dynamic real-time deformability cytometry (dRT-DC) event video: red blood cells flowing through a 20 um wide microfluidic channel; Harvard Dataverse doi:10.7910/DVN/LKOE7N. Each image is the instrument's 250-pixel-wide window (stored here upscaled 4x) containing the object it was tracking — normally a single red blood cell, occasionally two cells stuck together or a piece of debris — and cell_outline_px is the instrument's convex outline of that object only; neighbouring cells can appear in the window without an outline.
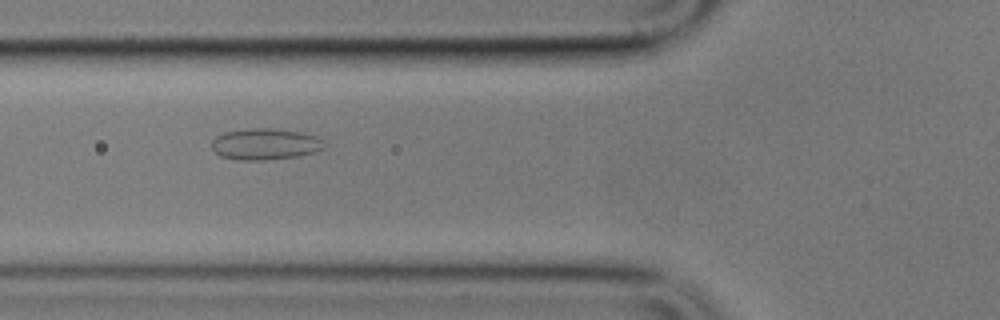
{"species": "common noctule bat (a hibernating species)", "species_latin": "Nyctalus noctula", "temperature_condition": "cold", "stored_images_in_passage": 3, "camera_frame_rate_fps": 3000, "um_per_image_px": 0.085, "animal": {"sex": "male", "body_mass_g": 17.9}, "frame": {"image": 1, "passage_image": 3, "time_ms": 2.333, "image_size_px": [1000, 320], "cell_outline_px": [[324, 148], [300, 156], [264, 160], [236, 160], [220, 156], [212, 148], [212, 140], [216, 136], [224, 132], [248, 128], [276, 128], [300, 132], [320, 136], [324, 144]], "centroid_in_image_um": [22.54, 12.24], "position_along_channel_um": 103.3, "area_um2": 20.75}}